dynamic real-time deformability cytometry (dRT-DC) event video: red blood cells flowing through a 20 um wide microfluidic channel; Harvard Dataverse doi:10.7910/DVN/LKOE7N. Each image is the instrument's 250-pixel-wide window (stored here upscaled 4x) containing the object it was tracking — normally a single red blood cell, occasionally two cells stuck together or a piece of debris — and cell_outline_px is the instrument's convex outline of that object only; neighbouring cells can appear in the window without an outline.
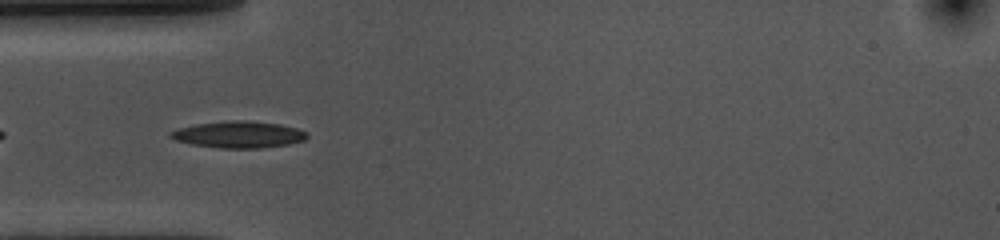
{"species": "common noctule bat (a hibernating species)", "species_latin": "Nyctalus noctula", "temperature_condition": "cold", "stored_images_in_passage": 42, "camera_frame_rate_fps": 3000, "um_per_image_px": 0.085, "animal": {"sex": "female", "body_mass_g": 10.0, "forearm_length_mm": 53.1}, "frame": {"image": 1, "passage_image": 3, "time_ms": 0.667, "image_size_px": [1000, 240], "cell_outline_px": [[308, 136], [304, 140], [288, 144], [264, 148], [220, 148], [192, 144], [176, 140], [168, 136], [168, 132], [180, 128], [196, 124], [228, 120], [244, 120], [280, 124], [296, 128], [308, 132]], "centroid_in_image_um": [20.29, 11.43], "position_along_channel_um": 64.7, "area_um2": 21.21}}
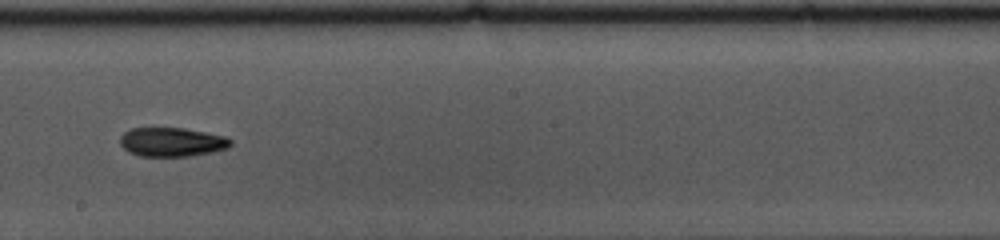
{"frame": {"image": 2, "passage_image": 17, "time_ms": 5.333, "image_size_px": [1000, 240], "cell_outline_px": [[232, 144], [228, 148], [212, 152], [188, 156], [140, 156], [128, 152], [120, 144], [120, 136], [124, 132], [132, 128], [184, 128], [224, 136], [232, 140]], "centroid_in_image_um": [14.6, 12.07], "position_along_channel_um": 233.6, "area_um2": 18.67}}
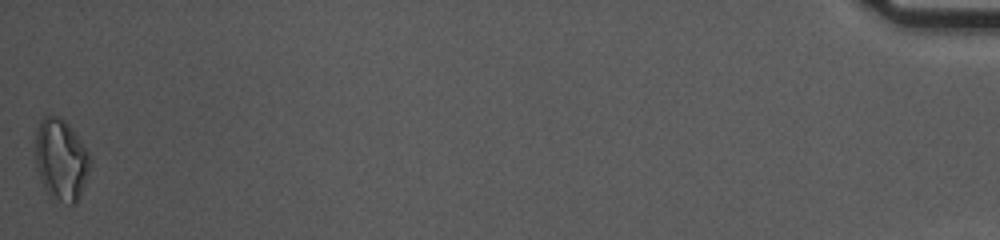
{"frame": {"image": 3, "passage_image": 42, "time_ms": 13.667, "image_size_px": [1000, 240], "cell_outline_px": [[92, 160], [88, 176], [80, 196], [76, 204], [68, 204], [52, 200], [48, 196], [40, 180], [36, 168], [36, 132], [40, 120], [44, 116], [60, 116], [68, 124], [88, 152]], "centroid_in_image_um": [5.19, 13.63], "position_along_channel_um": 430.0, "area_um2": 26.3}, "authors_computed_cell_mechanics": {"area_um2": 18.9006, "velocity_mm_per_s": 3.6078, "shape_relaxation_time_tau1_ms": 4.4134, "shape_relaxation_time_tau2_ms": 7.0426, "deformation_change_tau1": 0.1375, "deformation_change_tau2": 0.1567}}